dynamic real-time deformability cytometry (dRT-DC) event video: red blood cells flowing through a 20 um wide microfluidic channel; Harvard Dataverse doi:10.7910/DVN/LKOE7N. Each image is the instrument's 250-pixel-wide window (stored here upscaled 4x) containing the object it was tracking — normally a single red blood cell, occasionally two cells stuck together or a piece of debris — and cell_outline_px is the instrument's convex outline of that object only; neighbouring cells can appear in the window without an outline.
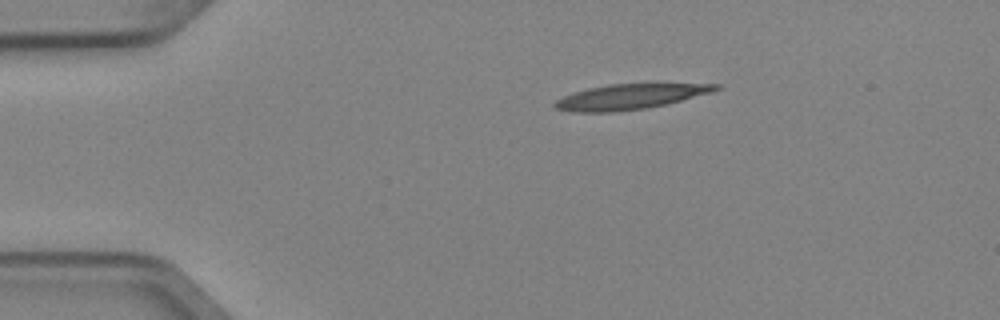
{"species": "Egyptian fruit bat (a non-hibernating species)", "species_latin": "Rousettus aegyptiacus", "temperature_condition": "cold", "stored_images_in_passage": 5, "camera_frame_rate_fps": 3000, "um_per_image_px": 0.085, "animal": {"sex": "female"}, "frame": {"image": 1, "passage_image": 5, "time_ms": 1.333, "image_size_px": [1000, 320], "cell_outline_px": [[720, 88], [712, 92], [668, 104], [644, 108], [616, 112], [572, 112], [556, 108], [552, 104], [556, 100], [564, 96], [588, 88], [608, 84], [720, 84]], "centroid_in_image_um": [53.54, 8.22], "position_along_channel_um": 31.5, "area_um2": 23.41}}